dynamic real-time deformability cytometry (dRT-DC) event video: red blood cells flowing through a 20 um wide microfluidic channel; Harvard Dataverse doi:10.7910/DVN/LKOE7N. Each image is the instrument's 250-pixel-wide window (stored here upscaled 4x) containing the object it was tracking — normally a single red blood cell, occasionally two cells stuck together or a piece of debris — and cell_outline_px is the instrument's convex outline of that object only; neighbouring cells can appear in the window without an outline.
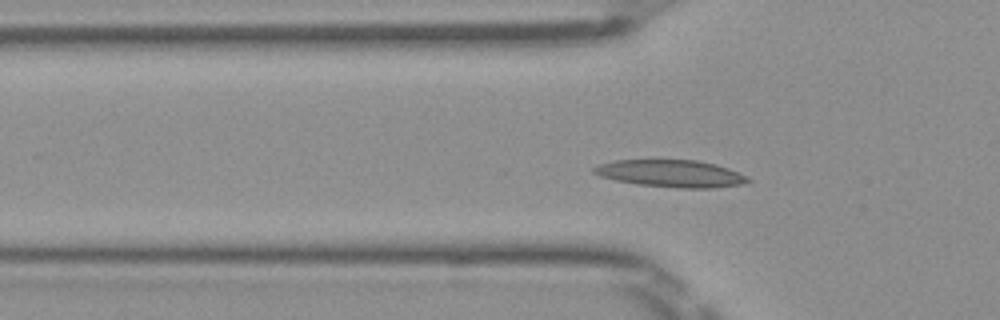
{"species": "Egyptian fruit bat (a non-hibernating species)", "species_latin": "Rousettus aegyptiacus", "temperature_condition": "room temperature", "stored_images_in_passage": 48, "camera_frame_rate_fps": 3000, "um_per_image_px": 0.085, "frame": {"image": 1, "passage_image": 13, "time_ms": 4.0, "image_size_px": [1000, 320], "cell_outline_px": [[752, 180], [744, 184], [712, 188], [680, 188], [636, 184], [616, 180], [600, 176], [592, 172], [592, 168], [600, 164], [616, 160], [696, 160], [716, 164], [728, 168]], "centroid_in_image_um": [57.02, 14.75], "position_along_channel_um": 68.8, "area_um2": 24.28}}
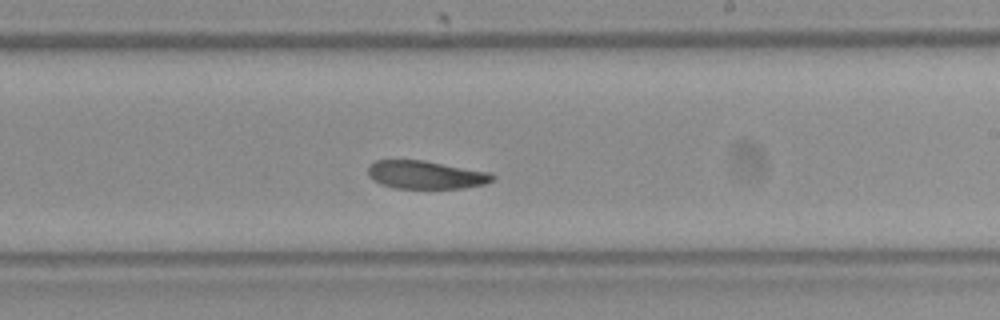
{"frame": {"image": 2, "passage_image": 27, "time_ms": 8.667, "image_size_px": [1000, 320], "cell_outline_px": [[496, 176], [492, 180], [484, 184], [464, 188], [396, 188], [380, 184], [372, 180], [368, 176], [368, 164], [376, 160], [424, 160], [492, 172]], "centroid_in_image_um": [36.18, 14.85], "position_along_channel_um": 252.8, "area_um2": 20.63}}
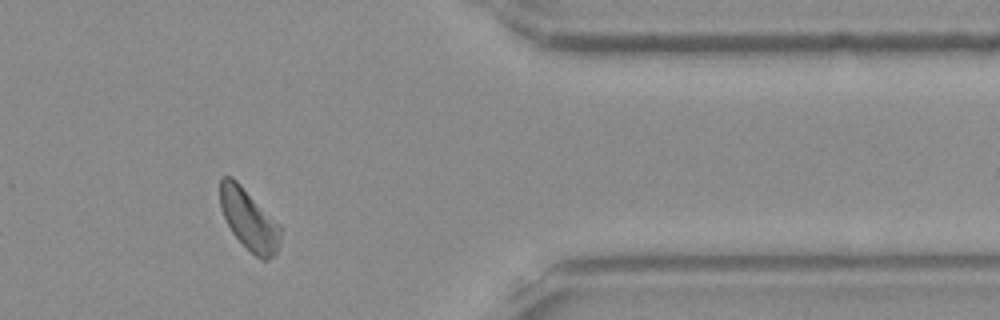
{"frame": {"image": 3, "passage_image": 39, "time_ms": 12.667, "image_size_px": [1000, 320], "cell_outline_px": [[280, 244], [276, 252], [268, 260], [260, 260], [232, 232], [220, 208], [220, 176], [232, 176], [280, 224]], "centroid_in_image_um": [21.16, 18.64], "position_along_channel_um": 390.2, "area_um2": 21.21}}